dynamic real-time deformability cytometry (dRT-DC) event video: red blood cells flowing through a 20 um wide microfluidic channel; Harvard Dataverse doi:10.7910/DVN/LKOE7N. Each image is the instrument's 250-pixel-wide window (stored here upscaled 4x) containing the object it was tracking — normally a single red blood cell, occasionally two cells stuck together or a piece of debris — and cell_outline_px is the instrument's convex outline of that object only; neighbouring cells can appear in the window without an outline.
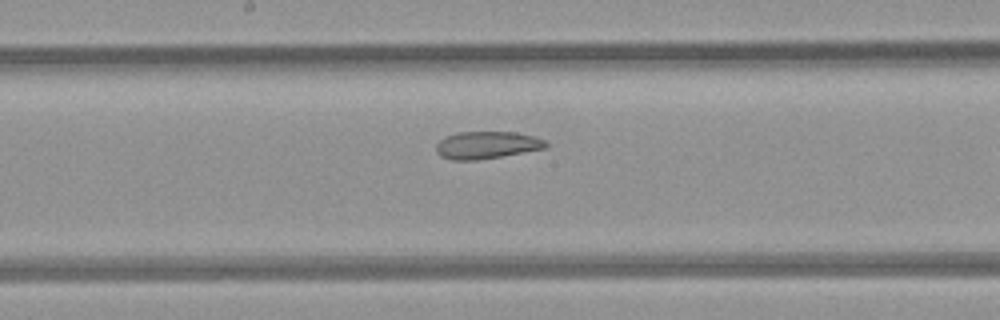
{"species": "common noctule bat (a hibernating species)", "species_latin": "Nyctalus noctula", "temperature_condition": "room temperature", "stored_images_in_passage": 35, "segment_of_instrument_passage": [1, 2], "camera_frame_rate_fps": 3000, "um_per_image_px": 0.085, "animal": {"sex": "female", "body_mass_g": 21.9}, "frame": {"image": 1, "passage_image": 22, "time_ms": 7.0, "image_size_px": [1000, 320], "cell_outline_px": [[548, 148], [476, 160], [452, 160], [440, 156], [436, 152], [436, 144], [444, 136], [456, 132], [516, 132], [536, 136], [544, 140], [548, 144]], "centroid_in_image_um": [41.37, 12.32], "position_along_channel_um": 206.8, "area_um2": 17.63}}
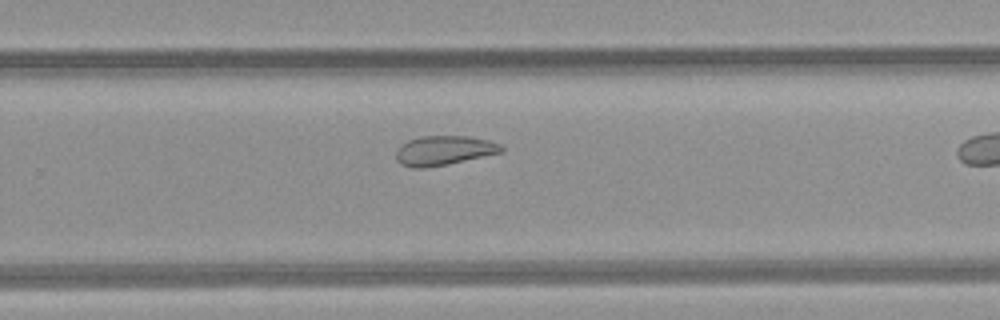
{"frame": {"image": 2, "passage_image": 28, "time_ms": 9.0, "image_size_px": [1000, 320], "cell_outline_px": [[504, 152], [448, 164], [424, 168], [412, 168], [400, 164], [396, 160], [396, 152], [400, 144], [408, 140], [420, 136], [468, 136], [488, 140], [500, 144], [504, 148]], "centroid_in_image_um": [37.72, 12.79], "position_along_channel_um": 292.1, "area_um2": 18.26}}
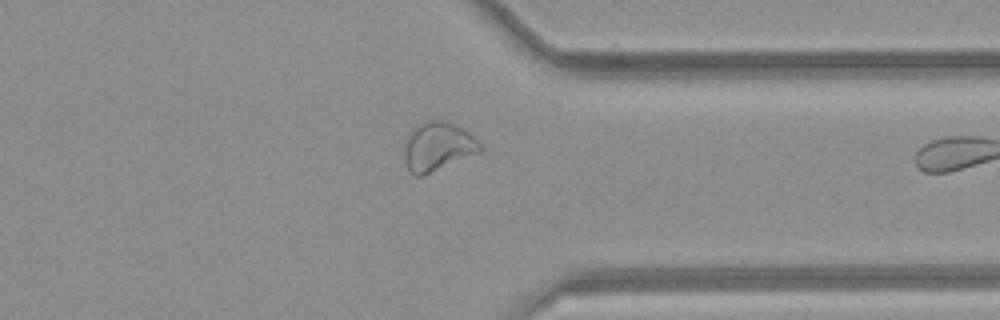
{"frame": {"image": 3, "passage_image": 34, "time_ms": 11.0, "image_size_px": [1000, 320], "cell_outline_px": [[484, 148], [480, 152], [420, 176], [416, 176], [408, 172], [404, 160], [404, 140], [408, 132], [412, 128], [428, 120], [444, 120], [464, 128]], "centroid_in_image_um": [37.16, 12.44], "position_along_channel_um": 374.2, "area_um2": 21.62}}